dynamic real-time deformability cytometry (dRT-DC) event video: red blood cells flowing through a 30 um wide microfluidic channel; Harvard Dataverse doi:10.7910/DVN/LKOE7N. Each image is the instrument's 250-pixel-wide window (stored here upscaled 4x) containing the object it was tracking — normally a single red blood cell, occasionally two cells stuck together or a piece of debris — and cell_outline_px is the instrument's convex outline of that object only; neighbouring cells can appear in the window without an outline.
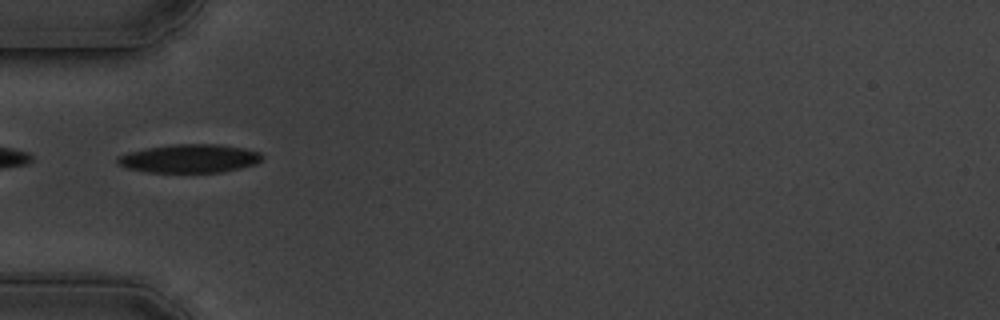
{"species": "common noctule bat (a hibernating species)", "species_latin": "Nyctalus noctula", "temperature_condition": "cold", "stored_images_in_passage": 41, "camera_frame_rate_fps": 3000, "um_per_image_px": 0.085, "animal": {"sex": "male", "body_mass_g": 19.5, "forearm_length_mm": 54.6}, "frame": {"image": 1, "passage_image": 1, "time_ms": 0.0, "image_size_px": [1000, 320], "cell_outline_px": [[264, 156], [256, 164], [224, 172], [148, 172], [128, 168], [120, 164], [116, 160], [116, 156], [128, 152], [144, 148], [172, 144], [220, 144], [244, 148], [260, 152]], "centroid_in_image_um": [16.12, 13.46], "position_along_channel_um": 68.9, "area_um2": 24.1}}
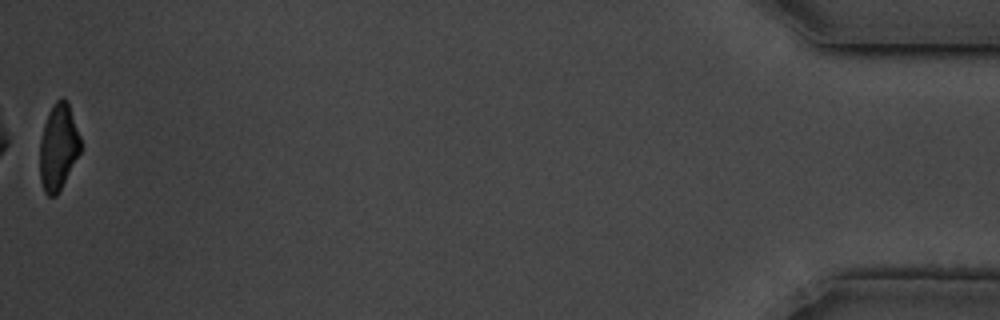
{"frame": {"image": 2, "passage_image": 41, "time_ms": 13.333, "image_size_px": [1000, 320], "cell_outline_px": [[80, 152], [56, 196], [48, 196], [44, 192], [40, 180], [40, 140], [44, 124], [48, 112], [52, 104], [60, 96], [68, 100], [80, 136]], "centroid_in_image_um": [4.94, 12.45], "position_along_channel_um": 430.3, "area_um2": 20.46}, "authors_computed_cell_mechanics": {"area_um2": 23.5246, "velocity_mm_per_s": 3.3998, "shape_relaxation_time_tau1_ms": 3.5754, "shape_relaxation_time_tau2_ms": 3.7852, "deformation_change_tau1": 0.1192, "deformation_change_tau2": 0.1224}}